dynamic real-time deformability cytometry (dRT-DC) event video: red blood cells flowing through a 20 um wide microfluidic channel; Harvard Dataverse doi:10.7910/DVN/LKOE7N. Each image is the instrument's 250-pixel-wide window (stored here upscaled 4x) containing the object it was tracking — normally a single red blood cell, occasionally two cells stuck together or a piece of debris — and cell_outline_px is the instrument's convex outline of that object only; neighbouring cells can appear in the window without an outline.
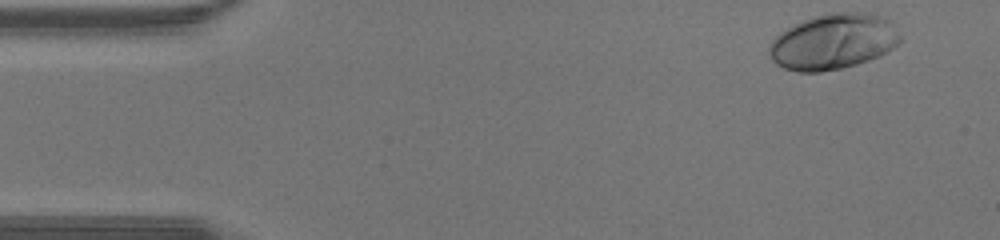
{"species": "human", "species_latin": "Homo sapiens", "temperature_condition": "warm", "stored_images_in_passage": 40, "camera_frame_rate_fps": 3000, "um_per_image_px": 0.085, "donor": {"sex": "male"}, "frame": {"image": 1, "passage_image": 1, "time_ms": 0.0, "image_size_px": [1000, 240], "cell_outline_px": [[904, 40], [880, 56], [856, 64], [840, 68], [820, 72], [796, 72], [784, 68], [776, 64], [772, 60], [768, 52], [768, 48], [772, 40], [780, 32], [812, 16], [832, 12], [864, 12], [880, 16], [888, 20]], "centroid_in_image_um": [70.81, 3.54], "position_along_channel_um": 14.2, "area_um2": 42.43}}
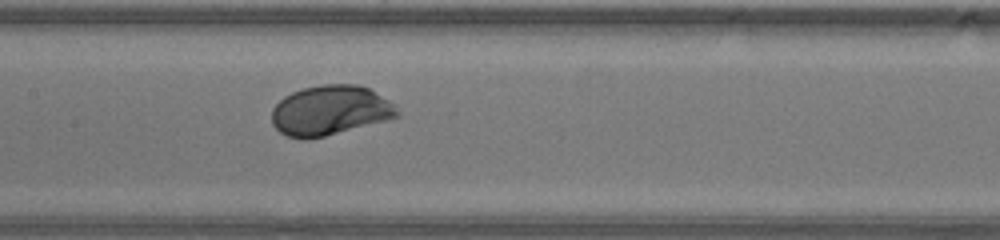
{"frame": {"image": 2, "passage_image": 18, "time_ms": 5.667, "image_size_px": [1000, 240], "cell_outline_px": [[400, 116], [388, 120], [324, 136], [304, 140], [288, 136], [280, 132], [272, 124], [272, 108], [284, 96], [292, 92], [304, 88], [324, 84], [356, 84], [368, 88], [388, 100], [400, 112]], "centroid_in_image_um": [28.05, 9.39], "position_along_channel_um": 179.4, "area_um2": 36.3}}
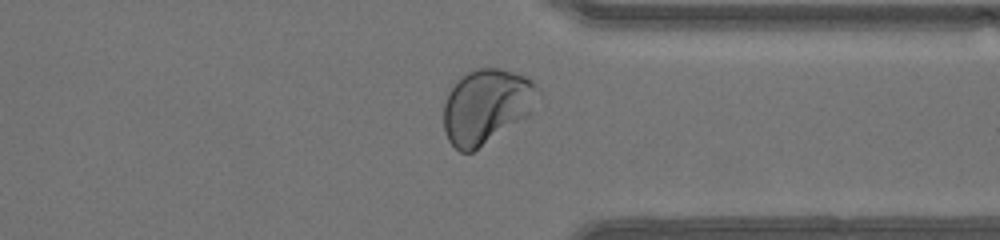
{"frame": {"image": 3, "passage_image": 30, "time_ms": 9.667, "image_size_px": [1000, 240], "cell_outline_px": [[540, 92], [532, 112], [528, 116], [472, 152], [460, 152], [448, 140], [444, 128], [444, 104], [448, 92], [456, 80], [468, 72], [476, 68], [500, 68], [524, 76], [532, 80], [536, 84]], "centroid_in_image_um": [41.35, 9.02], "position_along_channel_um": 370.0, "area_um2": 40.98}}